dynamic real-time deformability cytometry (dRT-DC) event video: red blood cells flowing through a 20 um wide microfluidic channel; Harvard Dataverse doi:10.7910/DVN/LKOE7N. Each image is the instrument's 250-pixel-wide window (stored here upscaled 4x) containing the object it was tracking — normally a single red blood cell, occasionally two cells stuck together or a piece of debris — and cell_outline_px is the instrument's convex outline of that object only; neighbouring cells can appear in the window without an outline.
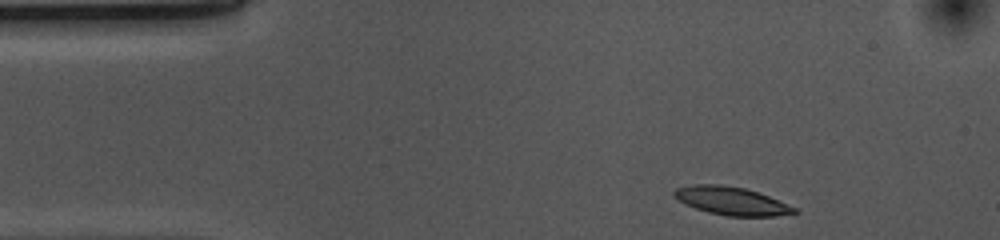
{"species": "common noctule bat (a hibernating species)", "species_latin": "Nyctalus noctula", "temperature_condition": "cold", "stored_images_in_passage": 36, "camera_frame_rate_fps": 3000, "um_per_image_px": 0.085, "animal": {"sex": "female", "body_mass_g": 10.0, "forearm_length_mm": 53.1}, "frame": {"image": 1, "passage_image": 1, "time_ms": 0.0, "image_size_px": [1000, 240], "cell_outline_px": [[800, 212], [776, 216], [724, 216], [708, 212], [684, 204], [672, 196], [672, 192], [676, 188], [692, 184], [720, 184], [744, 188], [768, 196], [796, 208]], "centroid_in_image_um": [62.12, 17.08], "position_along_channel_um": 22.9, "area_um2": 19.71}}
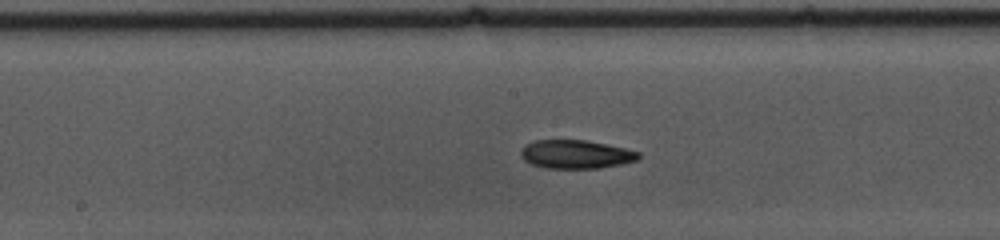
{"frame": {"image": 2, "passage_image": 20, "time_ms": 6.333, "image_size_px": [1000, 240], "cell_outline_px": [[640, 156], [636, 160], [620, 164], [600, 168], [548, 168], [532, 164], [524, 160], [520, 156], [520, 152], [532, 140], [588, 140], [608, 144], [640, 152]], "centroid_in_image_um": [48.96, 13.11], "position_along_channel_um": 199.2, "area_um2": 19.48}}
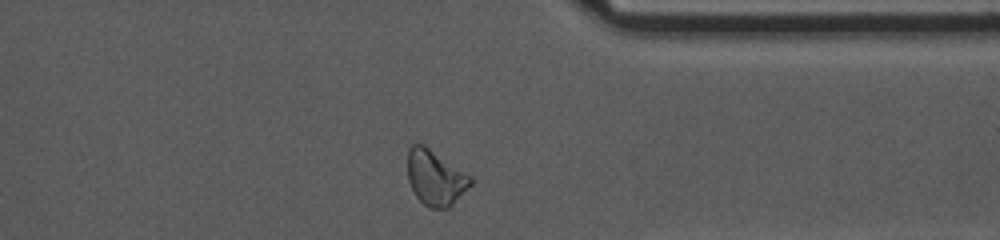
{"frame": {"image": 3, "passage_image": 35, "time_ms": 11.333, "image_size_px": [1000, 240], "cell_outline_px": [[472, 184], [448, 208], [428, 208], [416, 196], [408, 180], [408, 148], [412, 144], [424, 144], [472, 176]], "centroid_in_image_um": [37.01, 15.09], "position_along_channel_um": 374.4, "area_um2": 20.23}}